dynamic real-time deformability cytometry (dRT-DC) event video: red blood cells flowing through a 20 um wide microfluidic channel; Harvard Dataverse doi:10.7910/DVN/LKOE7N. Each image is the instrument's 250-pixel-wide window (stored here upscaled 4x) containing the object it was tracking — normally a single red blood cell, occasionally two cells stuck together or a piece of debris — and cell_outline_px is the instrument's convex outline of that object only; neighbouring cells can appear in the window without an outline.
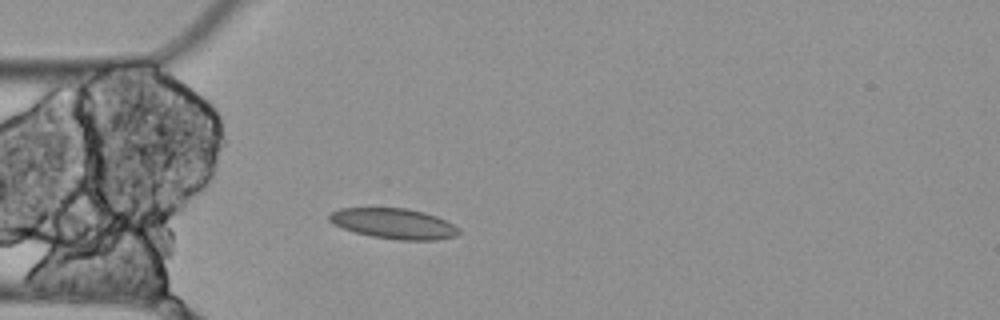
{"species": "Egyptian fruit bat (a non-hibernating species)", "species_latin": "Rousettus aegyptiacus", "temperature_condition": "cold", "stored_images_in_passage": 3, "camera_frame_rate_fps": 3000, "um_per_image_px": 0.085, "animal": {"sex": "female"}, "frame": {"image": 1, "passage_image": 3, "time_ms": 0.667, "image_size_px": [1000, 320], "cell_outline_px": [[460, 232], [456, 236], [436, 240], [396, 240], [372, 236], [356, 232], [332, 224], [328, 220], [328, 216], [332, 212], [340, 208], [408, 208], [424, 212], [436, 216], [460, 228]], "centroid_in_image_um": [33.48, 19.0], "position_along_channel_um": 51.5, "area_um2": 22.95}}